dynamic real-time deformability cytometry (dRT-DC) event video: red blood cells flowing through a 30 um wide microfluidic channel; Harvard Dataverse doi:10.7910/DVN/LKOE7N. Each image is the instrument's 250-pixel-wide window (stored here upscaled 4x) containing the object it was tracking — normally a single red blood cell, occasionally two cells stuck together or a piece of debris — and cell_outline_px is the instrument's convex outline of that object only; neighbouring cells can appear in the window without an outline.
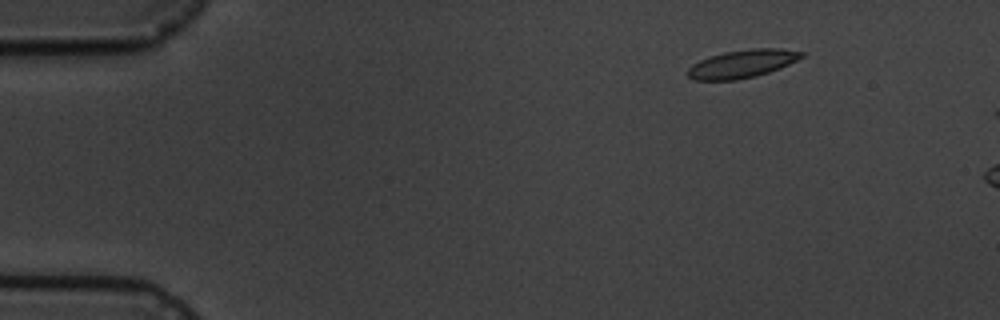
{"species": "common noctule bat (a hibernating species)", "species_latin": "Nyctalus noctula", "temperature_condition": "cold", "stored_images_in_passage": 4, "camera_frame_rate_fps": 3000, "um_per_image_px": 0.085, "animal": {"sex": "male", "body_mass_g": 19.5, "forearm_length_mm": 54.6}, "frame": {"image": 1, "passage_image": 3, "time_ms": 2.333, "image_size_px": [1000, 320], "cell_outline_px": [[804, 56], [780, 68], [756, 76], [736, 80], [696, 80], [688, 76], [688, 68], [692, 64], [700, 60], [724, 52], [752, 48], [784, 48], [804, 52]], "centroid_in_image_um": [63.11, 5.41], "position_along_channel_um": 21.9, "area_um2": 18.5}}